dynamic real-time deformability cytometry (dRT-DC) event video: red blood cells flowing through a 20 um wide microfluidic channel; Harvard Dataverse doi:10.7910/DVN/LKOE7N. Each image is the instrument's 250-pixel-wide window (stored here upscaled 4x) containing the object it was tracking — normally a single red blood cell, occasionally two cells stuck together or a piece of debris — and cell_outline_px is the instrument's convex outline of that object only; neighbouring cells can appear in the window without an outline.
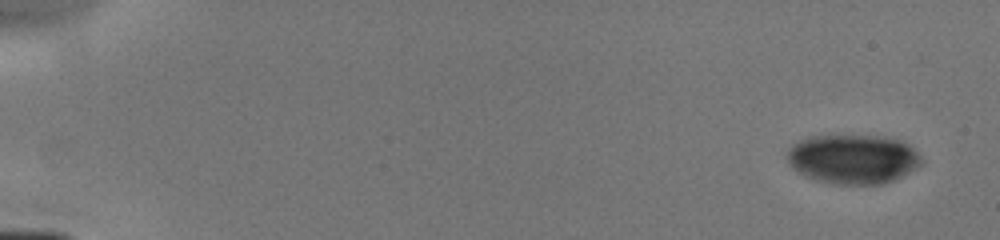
{"species": "human", "species_latin": "Homo sapiens", "temperature_condition": "cold", "stored_images_in_passage": 7, "camera_frame_rate_fps": 3000, "um_per_image_px": 0.085, "donor": {"sex": "male"}, "frame": {"image": 1, "passage_image": 1, "time_ms": 0.0, "image_size_px": [1000, 240], "cell_outline_px": [[924, 160], [916, 168], [884, 184], [832, 184], [816, 180], [792, 168], [788, 164], [788, 152], [792, 144], [800, 140], [812, 136], [876, 136], [900, 140], [908, 144]], "centroid_in_image_um": [72.5, 13.52], "position_along_channel_um": 12.5, "area_um2": 38.26}}
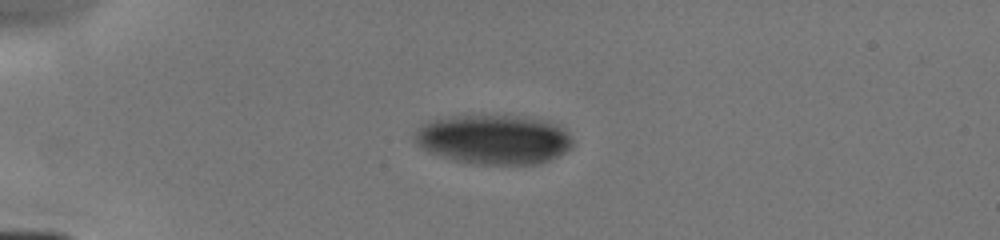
{"frame": {"image": 2, "passage_image": 5, "time_ms": 3.667, "image_size_px": [1000, 240], "cell_outline_px": [[572, 148], [568, 152], [548, 160], [536, 164], [480, 164], [456, 160], [432, 152], [416, 144], [412, 136], [412, 132], [420, 124], [432, 120], [452, 116], [524, 116], [548, 120], [560, 124], [568, 132], [572, 140]], "centroid_in_image_um": [42.01, 11.83], "position_along_channel_um": 43.0, "area_um2": 45.84}}
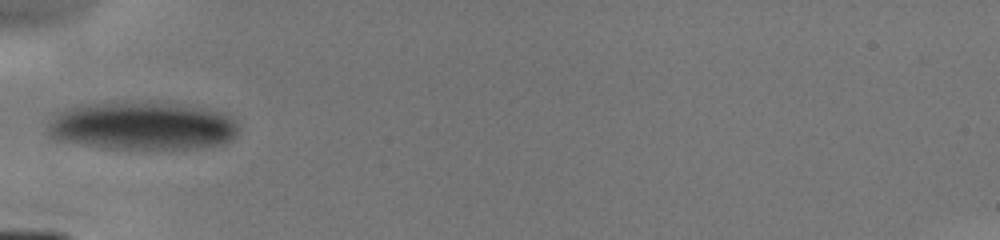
{"frame": {"image": 3, "passage_image": 7, "time_ms": 5.333, "image_size_px": [1000, 240], "cell_outline_px": [[236, 136], [220, 144], [204, 148], [100, 148], [52, 136], [48, 132], [48, 124], [52, 112], [64, 108], [80, 104], [124, 100], [128, 100], [176, 104], [220, 112], [232, 116], [236, 124]], "centroid_in_image_um": [12.03, 10.66], "position_along_channel_um": 73.0, "area_um2": 53.81}}